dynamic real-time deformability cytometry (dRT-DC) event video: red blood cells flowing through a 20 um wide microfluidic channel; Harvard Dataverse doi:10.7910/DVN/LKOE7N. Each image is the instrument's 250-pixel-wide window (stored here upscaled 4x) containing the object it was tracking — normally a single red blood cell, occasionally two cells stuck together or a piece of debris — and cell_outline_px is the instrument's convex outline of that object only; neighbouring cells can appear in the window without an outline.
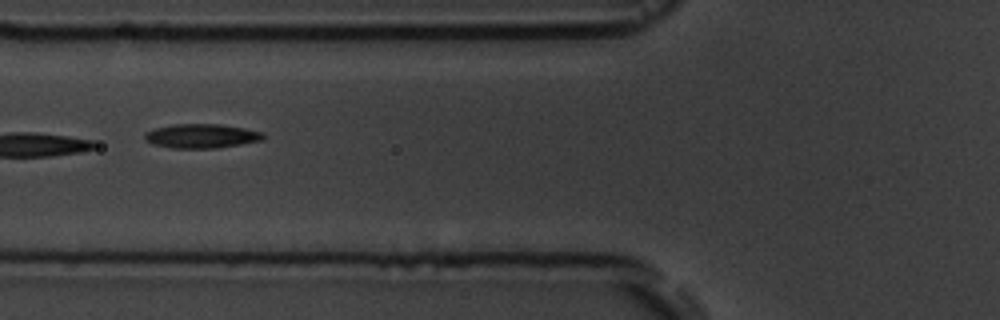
{"species": "common noctule bat (a hibernating species)", "species_latin": "Nyctalus noctula", "temperature_condition": "room temperature", "stored_images_in_passage": 15, "camera_frame_rate_fps": 3000, "um_per_image_px": 0.085, "animal": {"sex": "male", "body_mass_g": 19.5, "forearm_length_mm": 54.6}, "frame": {"image": 1, "passage_image": 5, "time_ms": 5.333, "image_size_px": [1000, 320], "cell_outline_px": [[264, 140], [216, 148], [172, 148], [152, 144], [144, 140], [144, 132], [156, 128], [172, 124], [220, 124], [244, 128], [264, 132]], "centroid_in_image_um": [17.11, 11.56], "position_along_channel_um": 108.7, "area_um2": 16.82}}
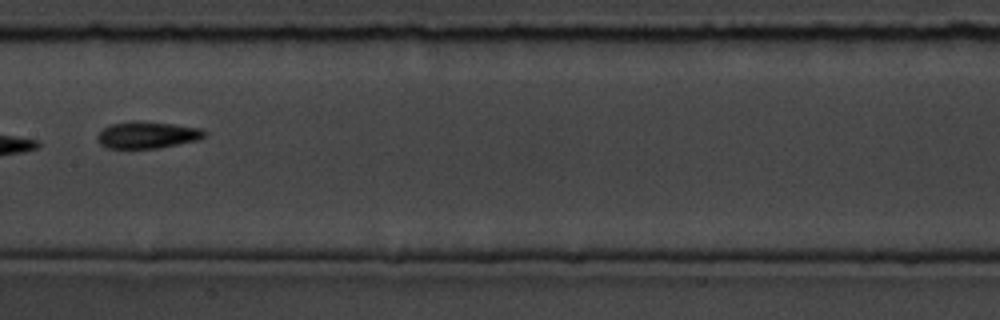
{"frame": {"image": 2, "passage_image": 7, "time_ms": 7.667, "image_size_px": [1000, 320], "cell_outline_px": [[208, 136], [196, 140], [160, 148], [108, 148], [100, 144], [96, 140], [96, 136], [104, 128], [112, 124], [132, 120], [140, 120], [172, 124], [200, 128], [208, 132]], "centroid_in_image_um": [12.53, 11.46], "position_along_channel_um": 194.9, "area_um2": 16.88}}
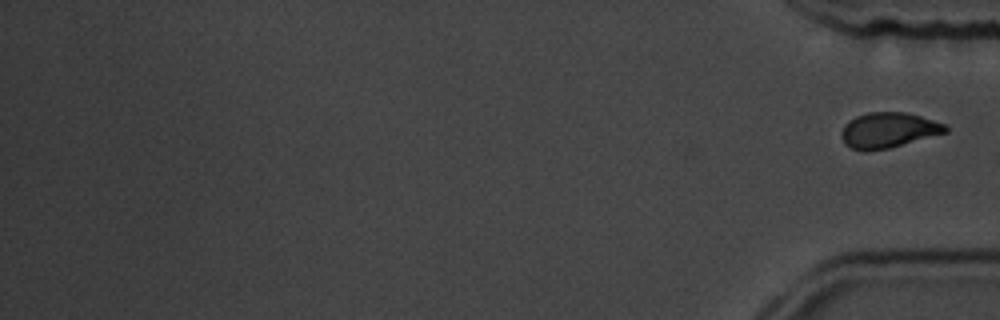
{"frame": {"image": 3, "passage_image": 15, "time_ms": 17.667, "image_size_px": [1000, 320], "cell_outline_px": [[948, 132], [888, 148], [864, 152], [852, 148], [844, 144], [840, 136], [840, 132], [844, 124], [848, 120], [856, 116], [868, 112], [904, 112], [920, 116], [948, 124]], "centroid_in_image_um": [75.49, 11.06], "position_along_channel_um": 359.7, "area_um2": 21.68}}